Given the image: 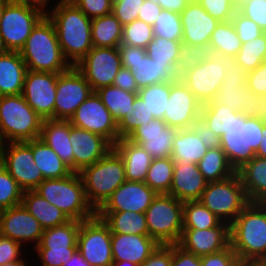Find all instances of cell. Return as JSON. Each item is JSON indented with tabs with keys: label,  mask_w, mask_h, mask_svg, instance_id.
I'll return each instance as SVG.
<instances>
[{
	"label": "cell",
	"mask_w": 266,
	"mask_h": 266,
	"mask_svg": "<svg viewBox=\"0 0 266 266\" xmlns=\"http://www.w3.org/2000/svg\"><path fill=\"white\" fill-rule=\"evenodd\" d=\"M231 21L242 44L257 38L264 33L254 21L242 15L238 10L234 13Z\"/></svg>",
	"instance_id": "11a10c76"
},
{
	"label": "cell",
	"mask_w": 266,
	"mask_h": 266,
	"mask_svg": "<svg viewBox=\"0 0 266 266\" xmlns=\"http://www.w3.org/2000/svg\"><path fill=\"white\" fill-rule=\"evenodd\" d=\"M201 266H234L239 260L231 246L214 254L200 257Z\"/></svg>",
	"instance_id": "91938a15"
},
{
	"label": "cell",
	"mask_w": 266,
	"mask_h": 266,
	"mask_svg": "<svg viewBox=\"0 0 266 266\" xmlns=\"http://www.w3.org/2000/svg\"><path fill=\"white\" fill-rule=\"evenodd\" d=\"M32 152L34 163L41 170L44 179L63 178L72 173L58 154L40 138L32 140Z\"/></svg>",
	"instance_id": "8d00e7d4"
},
{
	"label": "cell",
	"mask_w": 266,
	"mask_h": 266,
	"mask_svg": "<svg viewBox=\"0 0 266 266\" xmlns=\"http://www.w3.org/2000/svg\"><path fill=\"white\" fill-rule=\"evenodd\" d=\"M178 245L198 257L218 253L230 246V225L222 221L209 229L183 228Z\"/></svg>",
	"instance_id": "603a6c76"
},
{
	"label": "cell",
	"mask_w": 266,
	"mask_h": 266,
	"mask_svg": "<svg viewBox=\"0 0 266 266\" xmlns=\"http://www.w3.org/2000/svg\"><path fill=\"white\" fill-rule=\"evenodd\" d=\"M214 55L210 44L202 46L183 44V51L177 66V73L180 76L184 71L195 68Z\"/></svg>",
	"instance_id": "f5cc1de1"
},
{
	"label": "cell",
	"mask_w": 266,
	"mask_h": 266,
	"mask_svg": "<svg viewBox=\"0 0 266 266\" xmlns=\"http://www.w3.org/2000/svg\"><path fill=\"white\" fill-rule=\"evenodd\" d=\"M27 67L19 51L0 56V96L23 93Z\"/></svg>",
	"instance_id": "1f68e13d"
},
{
	"label": "cell",
	"mask_w": 266,
	"mask_h": 266,
	"mask_svg": "<svg viewBox=\"0 0 266 266\" xmlns=\"http://www.w3.org/2000/svg\"><path fill=\"white\" fill-rule=\"evenodd\" d=\"M230 246L241 261L266 258V203L250 202L230 224Z\"/></svg>",
	"instance_id": "7a4b0ae2"
},
{
	"label": "cell",
	"mask_w": 266,
	"mask_h": 266,
	"mask_svg": "<svg viewBox=\"0 0 266 266\" xmlns=\"http://www.w3.org/2000/svg\"><path fill=\"white\" fill-rule=\"evenodd\" d=\"M146 53L158 63H169L176 71L183 51L182 41H173L154 36L147 44Z\"/></svg>",
	"instance_id": "f6af8a7d"
},
{
	"label": "cell",
	"mask_w": 266,
	"mask_h": 266,
	"mask_svg": "<svg viewBox=\"0 0 266 266\" xmlns=\"http://www.w3.org/2000/svg\"><path fill=\"white\" fill-rule=\"evenodd\" d=\"M241 113L247 117L266 118V95L253 94L248 108H242Z\"/></svg>",
	"instance_id": "003e7915"
},
{
	"label": "cell",
	"mask_w": 266,
	"mask_h": 266,
	"mask_svg": "<svg viewBox=\"0 0 266 266\" xmlns=\"http://www.w3.org/2000/svg\"><path fill=\"white\" fill-rule=\"evenodd\" d=\"M197 2L219 22L231 21L237 11V5L233 0H197Z\"/></svg>",
	"instance_id": "db71d44e"
},
{
	"label": "cell",
	"mask_w": 266,
	"mask_h": 266,
	"mask_svg": "<svg viewBox=\"0 0 266 266\" xmlns=\"http://www.w3.org/2000/svg\"><path fill=\"white\" fill-rule=\"evenodd\" d=\"M225 73L226 69L223 62L218 55L214 54L195 68L184 71L179 79L204 105L215 98Z\"/></svg>",
	"instance_id": "e0dca14e"
},
{
	"label": "cell",
	"mask_w": 266,
	"mask_h": 266,
	"mask_svg": "<svg viewBox=\"0 0 266 266\" xmlns=\"http://www.w3.org/2000/svg\"><path fill=\"white\" fill-rule=\"evenodd\" d=\"M79 174L86 198L95 211L126 181L124 161L114 149Z\"/></svg>",
	"instance_id": "5b68a950"
},
{
	"label": "cell",
	"mask_w": 266,
	"mask_h": 266,
	"mask_svg": "<svg viewBox=\"0 0 266 266\" xmlns=\"http://www.w3.org/2000/svg\"><path fill=\"white\" fill-rule=\"evenodd\" d=\"M15 2L21 3L27 7L33 8L44 14L48 15V12L43 11L42 8L46 7L49 0H14Z\"/></svg>",
	"instance_id": "8c879c8a"
},
{
	"label": "cell",
	"mask_w": 266,
	"mask_h": 266,
	"mask_svg": "<svg viewBox=\"0 0 266 266\" xmlns=\"http://www.w3.org/2000/svg\"><path fill=\"white\" fill-rule=\"evenodd\" d=\"M257 263L259 266H266V258L260 259Z\"/></svg>",
	"instance_id": "deb4b68c"
},
{
	"label": "cell",
	"mask_w": 266,
	"mask_h": 266,
	"mask_svg": "<svg viewBox=\"0 0 266 266\" xmlns=\"http://www.w3.org/2000/svg\"><path fill=\"white\" fill-rule=\"evenodd\" d=\"M3 266H26V264H25L24 260L19 258L18 260L10 262V263H7V264H5Z\"/></svg>",
	"instance_id": "b9fcfbb0"
},
{
	"label": "cell",
	"mask_w": 266,
	"mask_h": 266,
	"mask_svg": "<svg viewBox=\"0 0 266 266\" xmlns=\"http://www.w3.org/2000/svg\"><path fill=\"white\" fill-rule=\"evenodd\" d=\"M45 15L36 9L9 0L0 20V36L9 51H20L33 28Z\"/></svg>",
	"instance_id": "7c38bea8"
},
{
	"label": "cell",
	"mask_w": 266,
	"mask_h": 266,
	"mask_svg": "<svg viewBox=\"0 0 266 266\" xmlns=\"http://www.w3.org/2000/svg\"><path fill=\"white\" fill-rule=\"evenodd\" d=\"M9 50L4 45V42L2 40V37L0 36V56L6 54Z\"/></svg>",
	"instance_id": "09005b40"
},
{
	"label": "cell",
	"mask_w": 266,
	"mask_h": 266,
	"mask_svg": "<svg viewBox=\"0 0 266 266\" xmlns=\"http://www.w3.org/2000/svg\"><path fill=\"white\" fill-rule=\"evenodd\" d=\"M92 92L91 86L75 66L60 73L57 80L54 119L69 120Z\"/></svg>",
	"instance_id": "d6986e66"
},
{
	"label": "cell",
	"mask_w": 266,
	"mask_h": 266,
	"mask_svg": "<svg viewBox=\"0 0 266 266\" xmlns=\"http://www.w3.org/2000/svg\"><path fill=\"white\" fill-rule=\"evenodd\" d=\"M1 164L24 191L34 190L44 180L34 163L32 140L4 143Z\"/></svg>",
	"instance_id": "5bb4252c"
},
{
	"label": "cell",
	"mask_w": 266,
	"mask_h": 266,
	"mask_svg": "<svg viewBox=\"0 0 266 266\" xmlns=\"http://www.w3.org/2000/svg\"><path fill=\"white\" fill-rule=\"evenodd\" d=\"M20 247V243L0 235V266L18 260L21 254Z\"/></svg>",
	"instance_id": "6125c7cd"
},
{
	"label": "cell",
	"mask_w": 266,
	"mask_h": 266,
	"mask_svg": "<svg viewBox=\"0 0 266 266\" xmlns=\"http://www.w3.org/2000/svg\"><path fill=\"white\" fill-rule=\"evenodd\" d=\"M71 125L107 139L113 146L119 140L117 123L96 92L79 105L69 119Z\"/></svg>",
	"instance_id": "2e32d148"
},
{
	"label": "cell",
	"mask_w": 266,
	"mask_h": 266,
	"mask_svg": "<svg viewBox=\"0 0 266 266\" xmlns=\"http://www.w3.org/2000/svg\"><path fill=\"white\" fill-rule=\"evenodd\" d=\"M183 37L182 43L202 46L210 43V37L219 21L213 18L196 1L188 4L180 13Z\"/></svg>",
	"instance_id": "4316f807"
},
{
	"label": "cell",
	"mask_w": 266,
	"mask_h": 266,
	"mask_svg": "<svg viewBox=\"0 0 266 266\" xmlns=\"http://www.w3.org/2000/svg\"><path fill=\"white\" fill-rule=\"evenodd\" d=\"M34 191L60 209L70 220L84 221L96 215L89 204L79 173L67 177L44 179Z\"/></svg>",
	"instance_id": "277c9868"
},
{
	"label": "cell",
	"mask_w": 266,
	"mask_h": 266,
	"mask_svg": "<svg viewBox=\"0 0 266 266\" xmlns=\"http://www.w3.org/2000/svg\"><path fill=\"white\" fill-rule=\"evenodd\" d=\"M160 244L149 235L111 233L114 261H129L142 265Z\"/></svg>",
	"instance_id": "83f0119b"
},
{
	"label": "cell",
	"mask_w": 266,
	"mask_h": 266,
	"mask_svg": "<svg viewBox=\"0 0 266 266\" xmlns=\"http://www.w3.org/2000/svg\"><path fill=\"white\" fill-rule=\"evenodd\" d=\"M235 59L245 71L255 70L266 59V32L243 43Z\"/></svg>",
	"instance_id": "7dc6e473"
},
{
	"label": "cell",
	"mask_w": 266,
	"mask_h": 266,
	"mask_svg": "<svg viewBox=\"0 0 266 266\" xmlns=\"http://www.w3.org/2000/svg\"><path fill=\"white\" fill-rule=\"evenodd\" d=\"M156 195L145 182L126 180L97 211L145 213Z\"/></svg>",
	"instance_id": "484cf974"
},
{
	"label": "cell",
	"mask_w": 266,
	"mask_h": 266,
	"mask_svg": "<svg viewBox=\"0 0 266 266\" xmlns=\"http://www.w3.org/2000/svg\"><path fill=\"white\" fill-rule=\"evenodd\" d=\"M145 0H116L112 3V13L124 26L138 19V12Z\"/></svg>",
	"instance_id": "9f6ffc18"
},
{
	"label": "cell",
	"mask_w": 266,
	"mask_h": 266,
	"mask_svg": "<svg viewBox=\"0 0 266 266\" xmlns=\"http://www.w3.org/2000/svg\"><path fill=\"white\" fill-rule=\"evenodd\" d=\"M90 19L112 13L110 0H70Z\"/></svg>",
	"instance_id": "680465c9"
},
{
	"label": "cell",
	"mask_w": 266,
	"mask_h": 266,
	"mask_svg": "<svg viewBox=\"0 0 266 266\" xmlns=\"http://www.w3.org/2000/svg\"><path fill=\"white\" fill-rule=\"evenodd\" d=\"M174 164L171 157L153 159L144 182L157 194H168L172 185Z\"/></svg>",
	"instance_id": "ee69618b"
},
{
	"label": "cell",
	"mask_w": 266,
	"mask_h": 266,
	"mask_svg": "<svg viewBox=\"0 0 266 266\" xmlns=\"http://www.w3.org/2000/svg\"><path fill=\"white\" fill-rule=\"evenodd\" d=\"M153 37V26L136 19L123 26L121 44L146 48Z\"/></svg>",
	"instance_id": "816d5d0a"
},
{
	"label": "cell",
	"mask_w": 266,
	"mask_h": 266,
	"mask_svg": "<svg viewBox=\"0 0 266 266\" xmlns=\"http://www.w3.org/2000/svg\"><path fill=\"white\" fill-rule=\"evenodd\" d=\"M75 67L84 76L93 92L113 85L122 67L118 47H93Z\"/></svg>",
	"instance_id": "9a60e30c"
},
{
	"label": "cell",
	"mask_w": 266,
	"mask_h": 266,
	"mask_svg": "<svg viewBox=\"0 0 266 266\" xmlns=\"http://www.w3.org/2000/svg\"><path fill=\"white\" fill-rule=\"evenodd\" d=\"M207 183L197 164L185 165L175 162L168 194L181 202L199 201Z\"/></svg>",
	"instance_id": "f1b7e54d"
},
{
	"label": "cell",
	"mask_w": 266,
	"mask_h": 266,
	"mask_svg": "<svg viewBox=\"0 0 266 266\" xmlns=\"http://www.w3.org/2000/svg\"><path fill=\"white\" fill-rule=\"evenodd\" d=\"M3 141H2V139H1V137H0V163H1V159H2V148H3Z\"/></svg>",
	"instance_id": "67dfc351"
},
{
	"label": "cell",
	"mask_w": 266,
	"mask_h": 266,
	"mask_svg": "<svg viewBox=\"0 0 266 266\" xmlns=\"http://www.w3.org/2000/svg\"><path fill=\"white\" fill-rule=\"evenodd\" d=\"M154 119L155 118L153 114H150L145 101L137 96L129 113H126V116L117 123L119 139L127 138L135 128L142 124H148Z\"/></svg>",
	"instance_id": "c3c4849f"
},
{
	"label": "cell",
	"mask_w": 266,
	"mask_h": 266,
	"mask_svg": "<svg viewBox=\"0 0 266 266\" xmlns=\"http://www.w3.org/2000/svg\"><path fill=\"white\" fill-rule=\"evenodd\" d=\"M24 190L0 163V211L21 205Z\"/></svg>",
	"instance_id": "f907efd6"
},
{
	"label": "cell",
	"mask_w": 266,
	"mask_h": 266,
	"mask_svg": "<svg viewBox=\"0 0 266 266\" xmlns=\"http://www.w3.org/2000/svg\"><path fill=\"white\" fill-rule=\"evenodd\" d=\"M202 104L178 78L170 87L163 121L170 127L188 129L200 118Z\"/></svg>",
	"instance_id": "44dd1931"
},
{
	"label": "cell",
	"mask_w": 266,
	"mask_h": 266,
	"mask_svg": "<svg viewBox=\"0 0 266 266\" xmlns=\"http://www.w3.org/2000/svg\"><path fill=\"white\" fill-rule=\"evenodd\" d=\"M113 86L119 87L122 90H126L132 93H137L140 89L130 70L123 67H121L118 71L113 82Z\"/></svg>",
	"instance_id": "a7ac6f4b"
},
{
	"label": "cell",
	"mask_w": 266,
	"mask_h": 266,
	"mask_svg": "<svg viewBox=\"0 0 266 266\" xmlns=\"http://www.w3.org/2000/svg\"><path fill=\"white\" fill-rule=\"evenodd\" d=\"M19 52L27 70L63 73L72 67L63 55L55 26L48 16L36 24Z\"/></svg>",
	"instance_id": "3957f363"
},
{
	"label": "cell",
	"mask_w": 266,
	"mask_h": 266,
	"mask_svg": "<svg viewBox=\"0 0 266 266\" xmlns=\"http://www.w3.org/2000/svg\"><path fill=\"white\" fill-rule=\"evenodd\" d=\"M112 266H139L129 261H113Z\"/></svg>",
	"instance_id": "2a66077c"
},
{
	"label": "cell",
	"mask_w": 266,
	"mask_h": 266,
	"mask_svg": "<svg viewBox=\"0 0 266 266\" xmlns=\"http://www.w3.org/2000/svg\"><path fill=\"white\" fill-rule=\"evenodd\" d=\"M118 49L122 67L130 70L139 88L179 78L169 63H158L151 59L145 48L120 44Z\"/></svg>",
	"instance_id": "4fadbf2b"
},
{
	"label": "cell",
	"mask_w": 266,
	"mask_h": 266,
	"mask_svg": "<svg viewBox=\"0 0 266 266\" xmlns=\"http://www.w3.org/2000/svg\"><path fill=\"white\" fill-rule=\"evenodd\" d=\"M222 221L200 201L183 202V228L217 227Z\"/></svg>",
	"instance_id": "bcb514c9"
},
{
	"label": "cell",
	"mask_w": 266,
	"mask_h": 266,
	"mask_svg": "<svg viewBox=\"0 0 266 266\" xmlns=\"http://www.w3.org/2000/svg\"><path fill=\"white\" fill-rule=\"evenodd\" d=\"M162 8L159 4L145 0L138 12V19L153 26Z\"/></svg>",
	"instance_id": "89a4df30"
},
{
	"label": "cell",
	"mask_w": 266,
	"mask_h": 266,
	"mask_svg": "<svg viewBox=\"0 0 266 266\" xmlns=\"http://www.w3.org/2000/svg\"><path fill=\"white\" fill-rule=\"evenodd\" d=\"M60 73L27 70L23 97L43 119H54L58 75Z\"/></svg>",
	"instance_id": "ffe728a7"
},
{
	"label": "cell",
	"mask_w": 266,
	"mask_h": 266,
	"mask_svg": "<svg viewBox=\"0 0 266 266\" xmlns=\"http://www.w3.org/2000/svg\"><path fill=\"white\" fill-rule=\"evenodd\" d=\"M95 92L109 110L116 123L126 116V113H129L137 97V93L122 90L113 85L102 87Z\"/></svg>",
	"instance_id": "ab89813d"
},
{
	"label": "cell",
	"mask_w": 266,
	"mask_h": 266,
	"mask_svg": "<svg viewBox=\"0 0 266 266\" xmlns=\"http://www.w3.org/2000/svg\"><path fill=\"white\" fill-rule=\"evenodd\" d=\"M171 266H201L200 257L185 251L178 244H172Z\"/></svg>",
	"instance_id": "e7e4bbea"
},
{
	"label": "cell",
	"mask_w": 266,
	"mask_h": 266,
	"mask_svg": "<svg viewBox=\"0 0 266 266\" xmlns=\"http://www.w3.org/2000/svg\"><path fill=\"white\" fill-rule=\"evenodd\" d=\"M208 148L204 145L192 128L179 129L172 143L171 158L174 162L190 165L197 164L206 154Z\"/></svg>",
	"instance_id": "e575fe53"
},
{
	"label": "cell",
	"mask_w": 266,
	"mask_h": 266,
	"mask_svg": "<svg viewBox=\"0 0 266 266\" xmlns=\"http://www.w3.org/2000/svg\"><path fill=\"white\" fill-rule=\"evenodd\" d=\"M153 34L173 41H182L180 14L162 9L153 25Z\"/></svg>",
	"instance_id": "681fc988"
},
{
	"label": "cell",
	"mask_w": 266,
	"mask_h": 266,
	"mask_svg": "<svg viewBox=\"0 0 266 266\" xmlns=\"http://www.w3.org/2000/svg\"><path fill=\"white\" fill-rule=\"evenodd\" d=\"M236 172L249 201L266 203V158L254 156Z\"/></svg>",
	"instance_id": "d6a6232c"
},
{
	"label": "cell",
	"mask_w": 266,
	"mask_h": 266,
	"mask_svg": "<svg viewBox=\"0 0 266 266\" xmlns=\"http://www.w3.org/2000/svg\"><path fill=\"white\" fill-rule=\"evenodd\" d=\"M21 204L38 220L44 230L70 221L65 213L50 204L34 190L24 191Z\"/></svg>",
	"instance_id": "836d02e7"
},
{
	"label": "cell",
	"mask_w": 266,
	"mask_h": 266,
	"mask_svg": "<svg viewBox=\"0 0 266 266\" xmlns=\"http://www.w3.org/2000/svg\"><path fill=\"white\" fill-rule=\"evenodd\" d=\"M113 149L121 156L125 165L127 181L144 182L152 163V156L140 145L126 138L119 139Z\"/></svg>",
	"instance_id": "4dcf8cb0"
},
{
	"label": "cell",
	"mask_w": 266,
	"mask_h": 266,
	"mask_svg": "<svg viewBox=\"0 0 266 266\" xmlns=\"http://www.w3.org/2000/svg\"><path fill=\"white\" fill-rule=\"evenodd\" d=\"M122 31L123 25L113 13L93 18L91 24L93 47H119Z\"/></svg>",
	"instance_id": "74e56055"
},
{
	"label": "cell",
	"mask_w": 266,
	"mask_h": 266,
	"mask_svg": "<svg viewBox=\"0 0 266 266\" xmlns=\"http://www.w3.org/2000/svg\"><path fill=\"white\" fill-rule=\"evenodd\" d=\"M199 201L229 225L250 203L237 172L224 180L208 182Z\"/></svg>",
	"instance_id": "9c48e42d"
},
{
	"label": "cell",
	"mask_w": 266,
	"mask_h": 266,
	"mask_svg": "<svg viewBox=\"0 0 266 266\" xmlns=\"http://www.w3.org/2000/svg\"><path fill=\"white\" fill-rule=\"evenodd\" d=\"M237 10L266 32V0H246Z\"/></svg>",
	"instance_id": "6f0895ef"
},
{
	"label": "cell",
	"mask_w": 266,
	"mask_h": 266,
	"mask_svg": "<svg viewBox=\"0 0 266 266\" xmlns=\"http://www.w3.org/2000/svg\"><path fill=\"white\" fill-rule=\"evenodd\" d=\"M149 236L161 245L178 244L183 232V202L157 194L145 212Z\"/></svg>",
	"instance_id": "ba28073f"
},
{
	"label": "cell",
	"mask_w": 266,
	"mask_h": 266,
	"mask_svg": "<svg viewBox=\"0 0 266 266\" xmlns=\"http://www.w3.org/2000/svg\"><path fill=\"white\" fill-rule=\"evenodd\" d=\"M42 122L22 94L0 96V137L3 143L38 139Z\"/></svg>",
	"instance_id": "8992f818"
},
{
	"label": "cell",
	"mask_w": 266,
	"mask_h": 266,
	"mask_svg": "<svg viewBox=\"0 0 266 266\" xmlns=\"http://www.w3.org/2000/svg\"><path fill=\"white\" fill-rule=\"evenodd\" d=\"M233 1L236 3V5L238 7L242 2H244L246 0H233Z\"/></svg>",
	"instance_id": "b62a3aed"
},
{
	"label": "cell",
	"mask_w": 266,
	"mask_h": 266,
	"mask_svg": "<svg viewBox=\"0 0 266 266\" xmlns=\"http://www.w3.org/2000/svg\"><path fill=\"white\" fill-rule=\"evenodd\" d=\"M82 221L67 223L45 229L40 243L35 246L42 266H63L77 252V237Z\"/></svg>",
	"instance_id": "30bf717a"
},
{
	"label": "cell",
	"mask_w": 266,
	"mask_h": 266,
	"mask_svg": "<svg viewBox=\"0 0 266 266\" xmlns=\"http://www.w3.org/2000/svg\"><path fill=\"white\" fill-rule=\"evenodd\" d=\"M9 0H0V20H1V17H2V13H3V10H4V6L5 4L8 2Z\"/></svg>",
	"instance_id": "979ff035"
},
{
	"label": "cell",
	"mask_w": 266,
	"mask_h": 266,
	"mask_svg": "<svg viewBox=\"0 0 266 266\" xmlns=\"http://www.w3.org/2000/svg\"><path fill=\"white\" fill-rule=\"evenodd\" d=\"M150 1L159 4L163 10H168L180 14L188 4L194 3L197 0H150Z\"/></svg>",
	"instance_id": "2644e50d"
},
{
	"label": "cell",
	"mask_w": 266,
	"mask_h": 266,
	"mask_svg": "<svg viewBox=\"0 0 266 266\" xmlns=\"http://www.w3.org/2000/svg\"><path fill=\"white\" fill-rule=\"evenodd\" d=\"M178 130L163 120L154 119L135 128L126 139L140 145L153 159L167 158L171 156L172 143Z\"/></svg>",
	"instance_id": "7402d4cb"
},
{
	"label": "cell",
	"mask_w": 266,
	"mask_h": 266,
	"mask_svg": "<svg viewBox=\"0 0 266 266\" xmlns=\"http://www.w3.org/2000/svg\"><path fill=\"white\" fill-rule=\"evenodd\" d=\"M197 165L207 182L221 181L236 173L221 147L208 149Z\"/></svg>",
	"instance_id": "f35d334b"
},
{
	"label": "cell",
	"mask_w": 266,
	"mask_h": 266,
	"mask_svg": "<svg viewBox=\"0 0 266 266\" xmlns=\"http://www.w3.org/2000/svg\"><path fill=\"white\" fill-rule=\"evenodd\" d=\"M262 138H261V144L259 149L257 150L255 156L266 158V123L264 124L263 131H262Z\"/></svg>",
	"instance_id": "753ad0ef"
},
{
	"label": "cell",
	"mask_w": 266,
	"mask_h": 266,
	"mask_svg": "<svg viewBox=\"0 0 266 266\" xmlns=\"http://www.w3.org/2000/svg\"><path fill=\"white\" fill-rule=\"evenodd\" d=\"M209 44L215 55H231L234 57L242 46L232 21L219 22L210 37Z\"/></svg>",
	"instance_id": "b9f144b4"
},
{
	"label": "cell",
	"mask_w": 266,
	"mask_h": 266,
	"mask_svg": "<svg viewBox=\"0 0 266 266\" xmlns=\"http://www.w3.org/2000/svg\"><path fill=\"white\" fill-rule=\"evenodd\" d=\"M240 113L221 103H206L202 105L200 119L221 137L232 126Z\"/></svg>",
	"instance_id": "60d3db41"
},
{
	"label": "cell",
	"mask_w": 266,
	"mask_h": 266,
	"mask_svg": "<svg viewBox=\"0 0 266 266\" xmlns=\"http://www.w3.org/2000/svg\"><path fill=\"white\" fill-rule=\"evenodd\" d=\"M247 87L257 95H266V59L248 72Z\"/></svg>",
	"instance_id": "94428289"
},
{
	"label": "cell",
	"mask_w": 266,
	"mask_h": 266,
	"mask_svg": "<svg viewBox=\"0 0 266 266\" xmlns=\"http://www.w3.org/2000/svg\"><path fill=\"white\" fill-rule=\"evenodd\" d=\"M63 266H90L85 260L81 258V255L76 252L71 259Z\"/></svg>",
	"instance_id": "34e18365"
},
{
	"label": "cell",
	"mask_w": 266,
	"mask_h": 266,
	"mask_svg": "<svg viewBox=\"0 0 266 266\" xmlns=\"http://www.w3.org/2000/svg\"><path fill=\"white\" fill-rule=\"evenodd\" d=\"M52 10L47 16L55 26L60 48L70 65L75 66L93 48L92 19L70 0H60Z\"/></svg>",
	"instance_id": "6da1fadb"
},
{
	"label": "cell",
	"mask_w": 266,
	"mask_h": 266,
	"mask_svg": "<svg viewBox=\"0 0 266 266\" xmlns=\"http://www.w3.org/2000/svg\"><path fill=\"white\" fill-rule=\"evenodd\" d=\"M77 252L90 266H112L111 232L97 215L81 222Z\"/></svg>",
	"instance_id": "8fae6325"
},
{
	"label": "cell",
	"mask_w": 266,
	"mask_h": 266,
	"mask_svg": "<svg viewBox=\"0 0 266 266\" xmlns=\"http://www.w3.org/2000/svg\"><path fill=\"white\" fill-rule=\"evenodd\" d=\"M176 80L151 84L139 89L137 96L145 101L150 114L155 119L163 120L167 102L170 95V87Z\"/></svg>",
	"instance_id": "7bdbcfd3"
},
{
	"label": "cell",
	"mask_w": 266,
	"mask_h": 266,
	"mask_svg": "<svg viewBox=\"0 0 266 266\" xmlns=\"http://www.w3.org/2000/svg\"><path fill=\"white\" fill-rule=\"evenodd\" d=\"M172 244L159 245L149 258L140 266H171Z\"/></svg>",
	"instance_id": "03108f58"
},
{
	"label": "cell",
	"mask_w": 266,
	"mask_h": 266,
	"mask_svg": "<svg viewBox=\"0 0 266 266\" xmlns=\"http://www.w3.org/2000/svg\"><path fill=\"white\" fill-rule=\"evenodd\" d=\"M39 138L51 147L60 159L74 172V155L70 142L69 120H43Z\"/></svg>",
	"instance_id": "f546056e"
},
{
	"label": "cell",
	"mask_w": 266,
	"mask_h": 266,
	"mask_svg": "<svg viewBox=\"0 0 266 266\" xmlns=\"http://www.w3.org/2000/svg\"><path fill=\"white\" fill-rule=\"evenodd\" d=\"M199 138L202 139L204 145L210 148L221 147V141L219 135L212 131L204 121L200 118L191 127Z\"/></svg>",
	"instance_id": "be15d7a7"
},
{
	"label": "cell",
	"mask_w": 266,
	"mask_h": 266,
	"mask_svg": "<svg viewBox=\"0 0 266 266\" xmlns=\"http://www.w3.org/2000/svg\"><path fill=\"white\" fill-rule=\"evenodd\" d=\"M265 119L247 117L240 113L221 137V148L230 165L239 170L256 154L261 144Z\"/></svg>",
	"instance_id": "52a82bcc"
},
{
	"label": "cell",
	"mask_w": 266,
	"mask_h": 266,
	"mask_svg": "<svg viewBox=\"0 0 266 266\" xmlns=\"http://www.w3.org/2000/svg\"><path fill=\"white\" fill-rule=\"evenodd\" d=\"M44 229L38 220L21 204L0 211V235L22 243L32 240L40 243Z\"/></svg>",
	"instance_id": "d4e9b609"
},
{
	"label": "cell",
	"mask_w": 266,
	"mask_h": 266,
	"mask_svg": "<svg viewBox=\"0 0 266 266\" xmlns=\"http://www.w3.org/2000/svg\"><path fill=\"white\" fill-rule=\"evenodd\" d=\"M218 56L225 66L226 73L215 98L208 103H221L241 112L242 108H248V103L254 94L247 87L248 72L237 63L234 56Z\"/></svg>",
	"instance_id": "ac0fdd59"
},
{
	"label": "cell",
	"mask_w": 266,
	"mask_h": 266,
	"mask_svg": "<svg viewBox=\"0 0 266 266\" xmlns=\"http://www.w3.org/2000/svg\"><path fill=\"white\" fill-rule=\"evenodd\" d=\"M111 233L149 235L145 213L133 211H96Z\"/></svg>",
	"instance_id": "d590c367"
},
{
	"label": "cell",
	"mask_w": 266,
	"mask_h": 266,
	"mask_svg": "<svg viewBox=\"0 0 266 266\" xmlns=\"http://www.w3.org/2000/svg\"><path fill=\"white\" fill-rule=\"evenodd\" d=\"M234 266H259L257 261H241L238 260Z\"/></svg>",
	"instance_id": "11e5206c"
},
{
	"label": "cell",
	"mask_w": 266,
	"mask_h": 266,
	"mask_svg": "<svg viewBox=\"0 0 266 266\" xmlns=\"http://www.w3.org/2000/svg\"><path fill=\"white\" fill-rule=\"evenodd\" d=\"M70 142L74 155V172L79 173L105 157L113 145L102 136L71 125Z\"/></svg>",
	"instance_id": "cb8c5ba5"
}]
</instances>
